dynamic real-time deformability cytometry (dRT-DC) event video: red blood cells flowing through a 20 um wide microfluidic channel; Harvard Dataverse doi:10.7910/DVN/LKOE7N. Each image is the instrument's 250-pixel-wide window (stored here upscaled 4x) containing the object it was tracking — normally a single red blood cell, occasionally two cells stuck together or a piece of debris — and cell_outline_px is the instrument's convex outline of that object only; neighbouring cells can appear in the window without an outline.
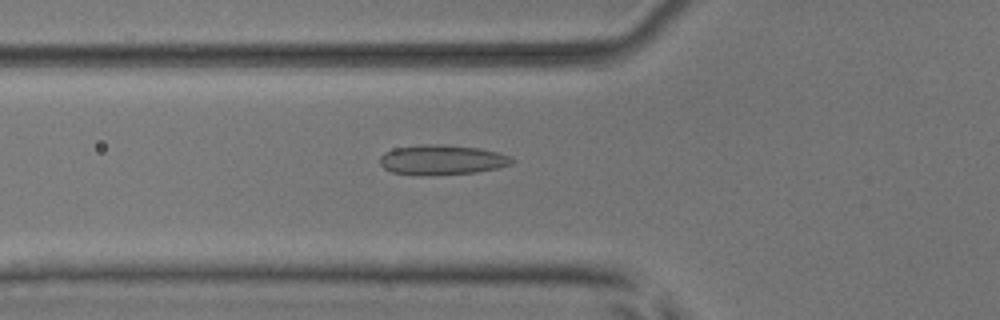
{"species": "common noctule bat (a hibernating species)", "species_latin": "Nyctalus noctula", "temperature_condition": "room temperature", "stored_images_in_passage": 41, "camera_frame_rate_fps": 3000, "um_per_image_px": 0.085, "animal": {"sex": "male", "body_mass_g": 17.9, "forearm_length_mm": 54.2}, "frame": {"image": 1, "passage_image": 8, "time_ms": 2.333, "image_size_px": [1000, 320], "cell_outline_px": [[516, 160], [512, 164], [496, 168], [476, 172], [428, 176], [392, 172], [384, 168], [380, 164], [380, 156], [384, 152], [392, 148], [420, 144], [440, 144], [476, 148], [496, 152], [512, 156]], "centroid_in_image_um": [37.54, 13.58], "position_along_channel_um": 88.3, "area_um2": 23.18}}
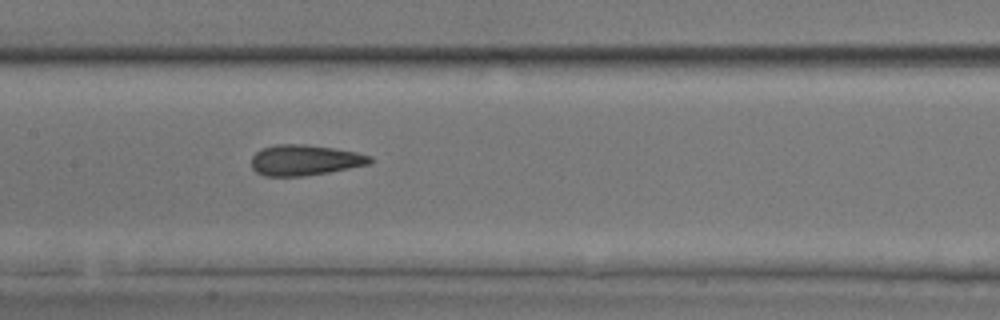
{"frame": {"image": 2, "passage_image": 15, "time_ms": 4.667, "image_size_px": [1000, 320], "cell_outline_px": [[376, 160], [372, 164], [328, 172], [304, 176], [264, 176], [256, 172], [252, 168], [252, 156], [260, 148], [276, 144], [304, 144], [332, 148], [356, 152], [372, 156]], "centroid_in_image_um": [25.93, 13.61], "position_along_channel_um": 181.5, "area_um2": 21.39}}
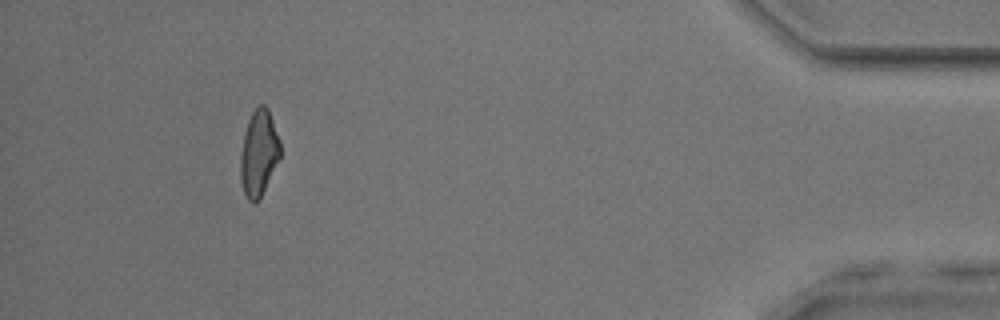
{"frame": {"image": 3, "passage_image": 37, "time_ms": 12.0, "image_size_px": [1000, 320], "cell_outline_px": [[280, 156], [260, 200], [256, 204], [252, 204], [244, 196], [240, 180], [240, 156], [244, 132], [248, 120], [252, 112], [260, 104], [264, 104], [268, 108], [280, 140]], "centroid_in_image_um": [21.98, 13.06], "position_along_channel_um": 413.2, "area_um2": 20.23}, "authors_computed_cell_mechanics": {"area_um2": 21.1548, "velocity_mm_per_s": 3.9844, "shape_relaxation_time_tau1_ms": 8.7474, "shape_relaxation_time_tau2_ms": 1.7828, "deformation_change_tau1": 0.1783, "deformation_change_tau2": 0.1119}}